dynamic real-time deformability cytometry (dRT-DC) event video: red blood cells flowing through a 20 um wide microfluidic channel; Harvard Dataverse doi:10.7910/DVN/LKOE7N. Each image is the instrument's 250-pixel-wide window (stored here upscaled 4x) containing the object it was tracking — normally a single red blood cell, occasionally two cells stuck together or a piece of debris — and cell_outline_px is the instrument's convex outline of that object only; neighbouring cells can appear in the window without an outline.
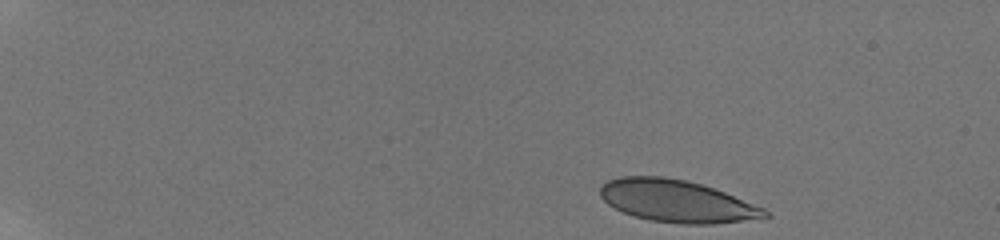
{"species": "human", "species_latin": "Homo sapiens", "temperature_condition": "room temperature", "stored_images_in_passage": 48, "camera_frame_rate_fps": 3000, "um_per_image_px": 0.085, "donor": {"sex": "male"}, "frame": {"image": 1, "passage_image": 1, "time_ms": 0.0, "image_size_px": [1000, 240], "cell_outline_px": [[772, 216], [712, 224], [684, 224], [648, 220], [624, 212], [608, 204], [600, 196], [600, 184], [608, 180], [620, 176], [664, 176], [684, 180], [700, 184], [724, 192], [764, 208]], "centroid_in_image_um": [57.48, 17.08], "position_along_channel_um": 27.5, "area_um2": 40.17}}
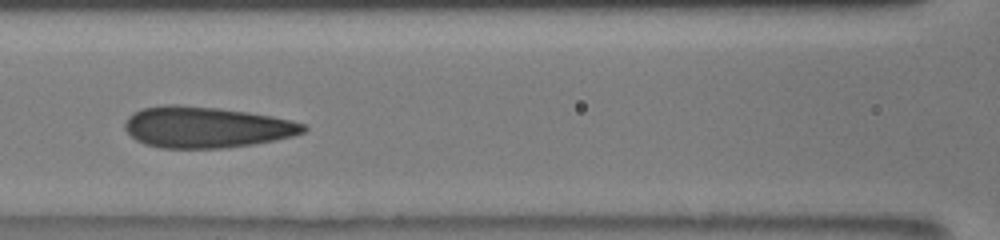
{"frame": {"image": 2, "passage_image": 21, "time_ms": 6.667, "image_size_px": [1000, 240], "cell_outline_px": [[308, 128], [304, 132], [292, 136], [256, 144], [224, 148], [160, 148], [144, 144], [136, 140], [124, 128], [124, 124], [128, 116], [132, 112], [144, 108], [164, 104], [176, 104], [220, 108], [248, 112], [272, 116], [292, 120], [304, 124]], "centroid_in_image_um": [17.51, 10.81], "position_along_channel_um": 149.1, "area_um2": 43.06}}
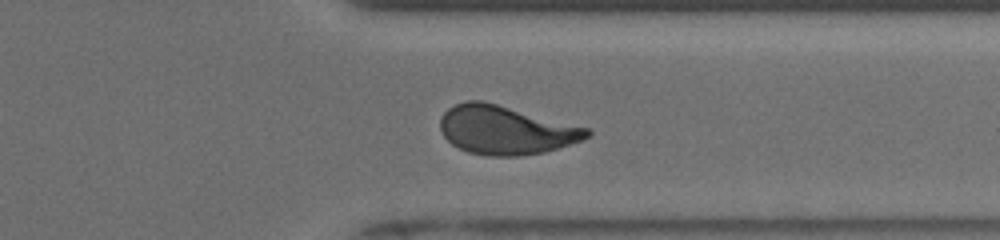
{"frame": {"image": 3, "passage_image": 38, "time_ms": 12.333, "image_size_px": [1000, 240], "cell_outline_px": [[592, 132], [588, 136], [580, 140], [544, 152], [520, 156], [488, 156], [468, 152], [452, 144], [444, 136], [440, 128], [440, 116], [448, 108], [464, 100], [480, 100], [496, 104], [588, 128]], "centroid_in_image_um": [42.93, 11.05], "position_along_channel_um": 368.5, "area_um2": 41.15}, "authors_computed_cell_mechanics": {"area_um2": 41.5293, "velocity_mm_per_s": 3.8747, "shape_relaxation_time_tau1_ms": 11.1114, "shape_relaxation_time_tau2_ms": 0.7101, "deformation_change_tau1": 0.3053, "deformation_change_tau2": 0.0767}}